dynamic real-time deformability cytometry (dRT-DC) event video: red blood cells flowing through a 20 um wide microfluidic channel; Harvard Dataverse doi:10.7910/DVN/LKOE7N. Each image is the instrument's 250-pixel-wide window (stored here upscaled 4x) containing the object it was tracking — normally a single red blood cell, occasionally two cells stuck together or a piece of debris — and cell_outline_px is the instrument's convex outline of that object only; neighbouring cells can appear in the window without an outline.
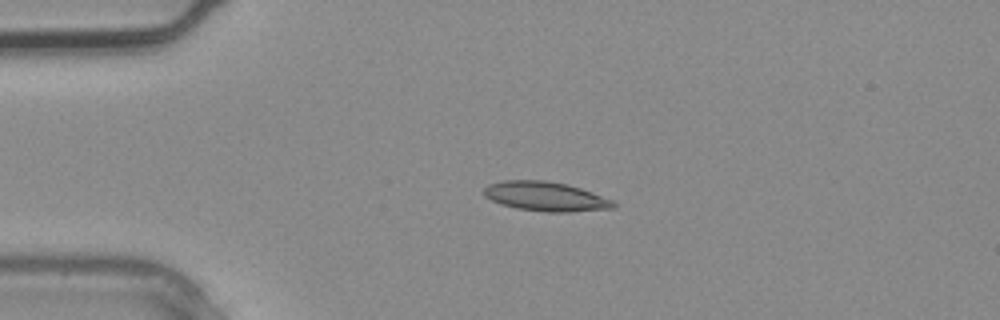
{"species": "common noctule bat (a hibernating species)", "species_latin": "Nyctalus noctula", "temperature_condition": "warm", "stored_images_in_passage": 3, "camera_frame_rate_fps": 3000, "um_per_image_px": 0.085, "animal": {"sex": "male", "body_mass_g": 20.4}, "frame": {"image": 1, "passage_image": 2, "time_ms": 0.333, "image_size_px": [1000, 320], "cell_outline_px": [[616, 208], [572, 212], [544, 212], [516, 208], [500, 204], [484, 196], [484, 188], [488, 184], [504, 180], [544, 180], [564, 184], [580, 188], [592, 192], [612, 200], [616, 204]], "centroid_in_image_um": [46.37, 16.71], "position_along_channel_um": 38.6, "area_um2": 22.2}}